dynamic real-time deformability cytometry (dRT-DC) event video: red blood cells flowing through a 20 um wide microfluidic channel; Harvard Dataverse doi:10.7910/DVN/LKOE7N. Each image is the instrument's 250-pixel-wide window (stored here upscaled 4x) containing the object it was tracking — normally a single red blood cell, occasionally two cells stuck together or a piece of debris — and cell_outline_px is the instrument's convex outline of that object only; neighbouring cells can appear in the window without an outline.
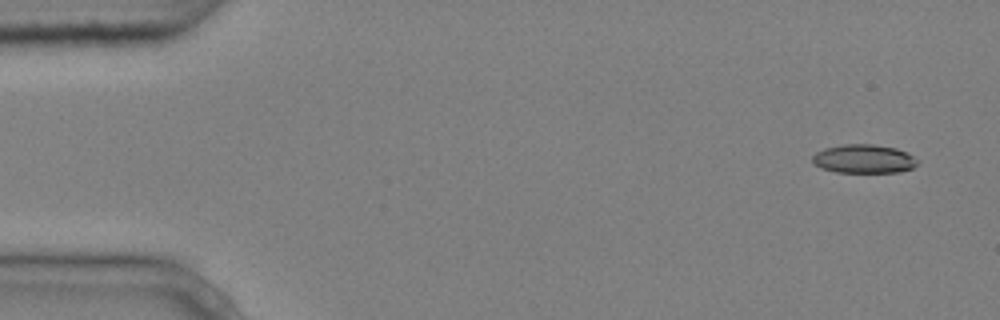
{"species": "common noctule bat (a hibernating species)", "species_latin": "Nyctalus noctula", "temperature_condition": "cold", "stored_images_in_passage": 5, "camera_frame_rate_fps": 3000, "um_per_image_px": 0.085, "animal": {"sex": "male", "body_mass_g": 20.4}, "frame": {"image": 1, "passage_image": 1, "time_ms": 0.0, "image_size_px": [1000, 320], "cell_outline_px": [[920, 164], [912, 168], [900, 172], [836, 172], [820, 168], [812, 164], [812, 156], [816, 152], [824, 148], [844, 144], [872, 144], [896, 148], [908, 152], [920, 160]], "centroid_in_image_um": [73.45, 13.5], "position_along_channel_um": 11.6, "area_um2": 17.92}}
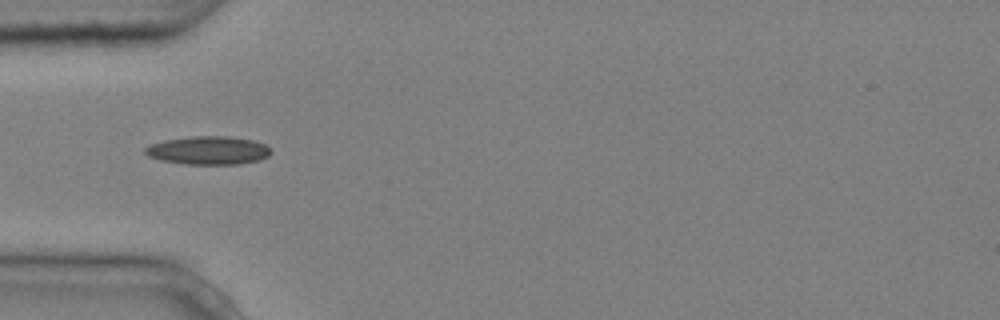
{"frame": {"image": 2, "passage_image": 5, "time_ms": 1.333, "image_size_px": [1000, 320], "cell_outline_px": [[272, 152], [268, 156], [260, 160], [240, 164], [184, 164], [160, 160], [148, 156], [144, 152], [144, 148], [152, 144], [164, 140], [192, 136], [228, 136], [252, 140], [264, 144]], "centroid_in_image_um": [17.7, 12.79], "position_along_channel_um": 67.3, "area_um2": 20.75}}